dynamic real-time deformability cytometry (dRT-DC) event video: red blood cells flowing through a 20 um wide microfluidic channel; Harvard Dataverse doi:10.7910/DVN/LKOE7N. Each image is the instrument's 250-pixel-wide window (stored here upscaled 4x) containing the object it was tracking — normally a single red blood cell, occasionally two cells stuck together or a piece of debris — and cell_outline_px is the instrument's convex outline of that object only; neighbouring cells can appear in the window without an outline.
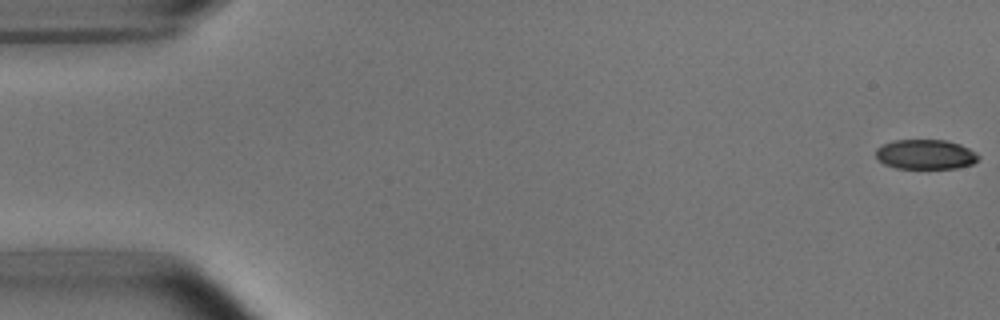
{"species": "common noctule bat (a hibernating species)", "species_latin": "Nyctalus noctula", "temperature_condition": "room temperature", "stored_images_in_passage": 53, "camera_frame_rate_fps": 3000, "um_per_image_px": 0.085, "animal": {"sex": "male", "body_mass_g": 15.6}, "frame": {"image": 1, "passage_image": 1, "time_ms": 0.0, "image_size_px": [1000, 320], "cell_outline_px": [[980, 156], [972, 164], [956, 168], [896, 168], [884, 164], [876, 156], [876, 148], [892, 140], [944, 140], [960, 144], [976, 152]], "centroid_in_image_um": [78.66, 13.12], "position_along_channel_um": 6.3, "area_um2": 17.69}}
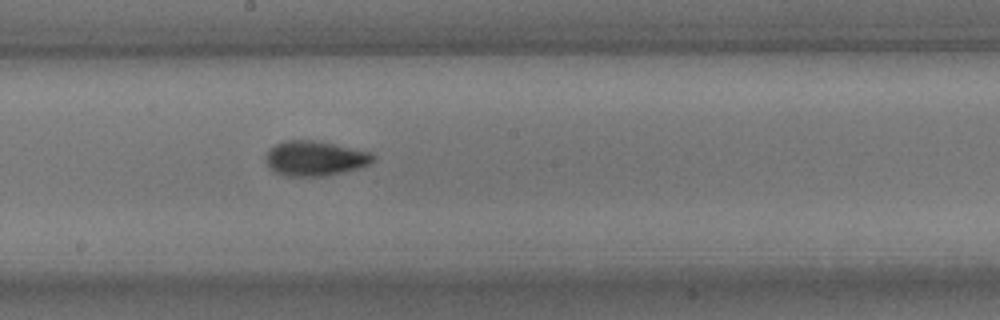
{"frame": {"image": 2, "passage_image": 29, "time_ms": 9.333, "image_size_px": [1000, 320], "cell_outline_px": [[376, 160], [360, 168], [344, 172], [320, 176], [284, 176], [276, 172], [264, 160], [264, 156], [268, 148], [284, 140], [320, 140], [368, 152], [376, 156]], "centroid_in_image_um": [26.75, 13.45], "position_along_channel_um": 221.4, "area_um2": 22.02}}
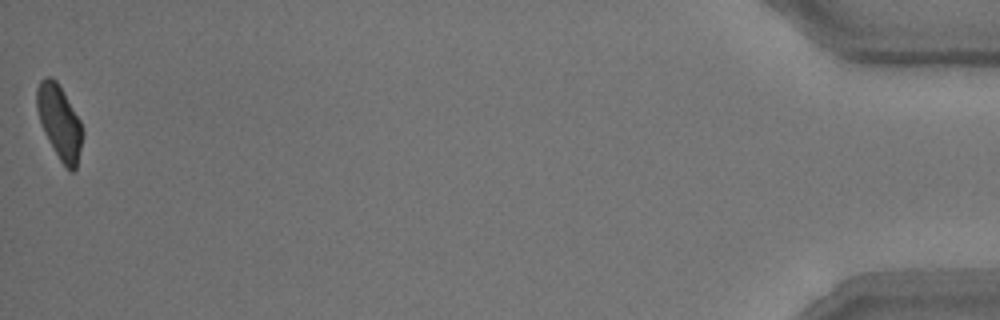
{"frame": {"image": 3, "passage_image": 53, "time_ms": 17.333, "image_size_px": [1000, 320], "cell_outline_px": [[84, 136], [76, 168], [72, 172], [68, 172], [60, 160], [48, 140], [40, 124], [36, 108], [36, 88], [40, 80], [44, 76], [52, 76], [56, 80], [80, 120], [84, 132]], "centroid_in_image_um": [5.05, 10.38], "position_along_channel_um": 430.2, "area_um2": 19.94}, "authors_computed_cell_mechanics": {"area_um2": 20.4034, "velocity_mm_per_s": 3.7923, "shape_relaxation_time_tau1_ms": 4.7082, "shape_relaxation_time_tau2_ms": 1.2475, "deformation_change_tau1": 0.1502, "deformation_change_tau2": 0.0661}}